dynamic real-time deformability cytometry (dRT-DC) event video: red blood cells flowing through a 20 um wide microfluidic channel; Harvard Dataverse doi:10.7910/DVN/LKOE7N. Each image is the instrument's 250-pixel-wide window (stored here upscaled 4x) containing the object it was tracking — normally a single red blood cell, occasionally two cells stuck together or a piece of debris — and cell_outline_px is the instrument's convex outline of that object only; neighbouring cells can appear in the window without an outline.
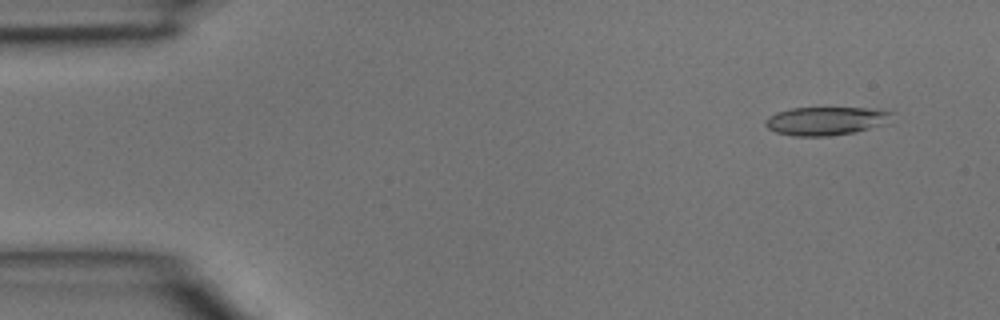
{"species": "common noctule bat (a hibernating species)", "species_latin": "Nyctalus noctula", "temperature_condition": "room temperature", "stored_images_in_passage": 7, "camera_frame_rate_fps": 3000, "um_per_image_px": 0.085, "animal": {"sex": "male", "body_mass_g": 15.6}, "frame": {"image": 1, "passage_image": 2, "time_ms": 0.333, "image_size_px": [1000, 320], "cell_outline_px": [[896, 112], [880, 124], [856, 132], [828, 136], [792, 136], [776, 132], [768, 128], [764, 124], [764, 120], [768, 116], [776, 112], [792, 108], [868, 108]], "centroid_in_image_um": [70.11, 10.28], "position_along_channel_um": 14.9, "area_um2": 20.69}}